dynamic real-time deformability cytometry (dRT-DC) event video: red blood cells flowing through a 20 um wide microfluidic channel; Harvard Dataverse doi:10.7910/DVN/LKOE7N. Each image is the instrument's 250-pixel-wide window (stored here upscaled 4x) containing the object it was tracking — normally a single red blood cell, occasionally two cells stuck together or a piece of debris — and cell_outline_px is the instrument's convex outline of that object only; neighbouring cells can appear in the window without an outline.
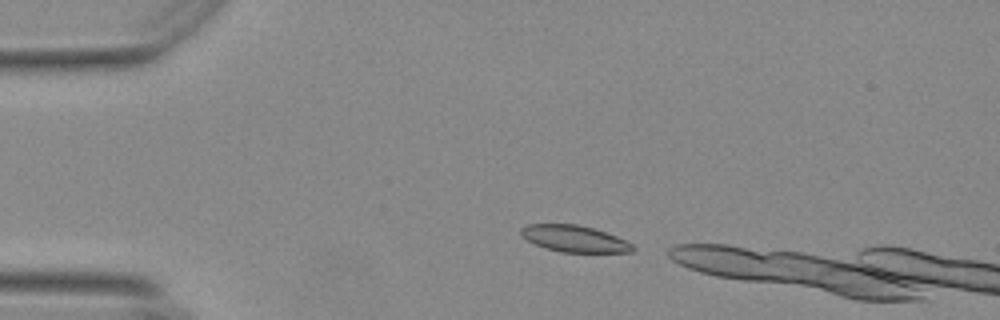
{"species": "Egyptian fruit bat (a non-hibernating species)", "species_latin": "Rousettus aegyptiacus", "temperature_condition": "warm", "stored_images_in_passage": 12, "camera_frame_rate_fps": 3000, "um_per_image_px": 0.085, "animal": {"sex": "female"}, "frame": {"image": 1, "passage_image": 3, "time_ms": 0.667, "image_size_px": [1000, 320], "cell_outline_px": [[636, 248], [632, 252], [560, 252], [544, 248], [528, 240], [520, 232], [520, 228], [528, 224], [576, 224], [592, 228], [616, 236], [632, 244]], "centroid_in_image_um": [48.82, 20.29], "position_along_channel_um": 36.2, "area_um2": 17.11}}
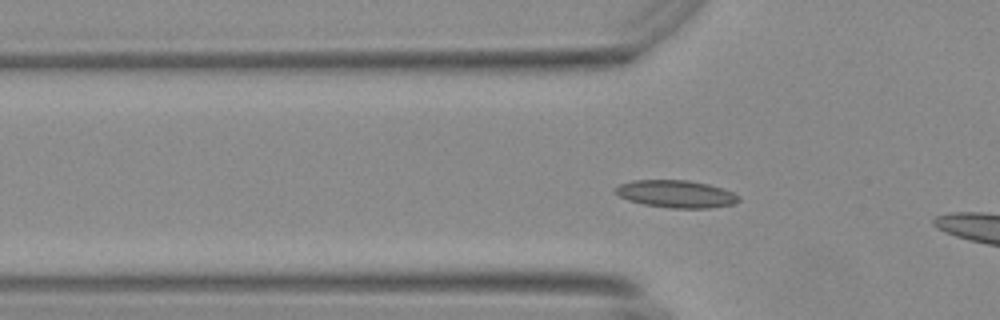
{"frame": {"image": 2, "passage_image": 9, "time_ms": 2.667, "image_size_px": [1000, 320], "cell_outline_px": [[740, 200], [732, 204], [708, 208], [668, 208], [644, 204], [628, 200], [612, 192], [612, 188], [620, 184], [632, 180], [688, 180], [708, 184], [732, 192], [740, 196]], "centroid_in_image_um": [57.41, 16.48], "position_along_channel_um": 68.4, "area_um2": 19.77}}